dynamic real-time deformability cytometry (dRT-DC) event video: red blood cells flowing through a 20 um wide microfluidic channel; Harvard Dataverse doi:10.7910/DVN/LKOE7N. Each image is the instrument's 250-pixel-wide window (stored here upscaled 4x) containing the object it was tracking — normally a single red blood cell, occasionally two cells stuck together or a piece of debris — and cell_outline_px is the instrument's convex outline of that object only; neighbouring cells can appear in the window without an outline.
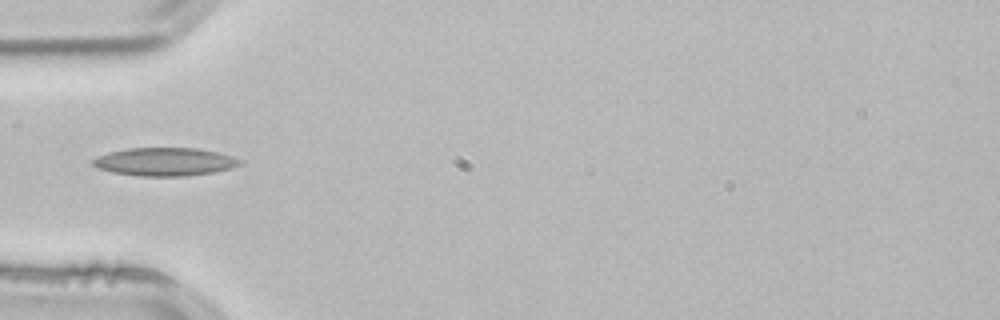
{"species": "common noctule bat (a hibernating species)", "species_latin": "Nyctalus noctula", "temperature_condition": "room temperature", "stored_images_in_passage": 1, "camera_frame_rate_fps": 3000, "um_per_image_px": 0.085, "animal": {"sex": "male", "body_mass_g": 21.5, "forearm_length_mm": 52.0}, "frame": {"image": 1, "passage_image": 1, "time_ms": 0.0, "image_size_px": [1000, 320], "cell_outline_px": [[244, 164], [216, 172], [188, 176], [140, 176], [112, 172], [100, 168], [92, 164], [92, 160], [108, 152], [128, 148], [196, 148], [220, 152], [244, 160]], "centroid_in_image_um": [14.09, 13.75], "position_along_channel_um": 70.9, "area_um2": 24.28}}